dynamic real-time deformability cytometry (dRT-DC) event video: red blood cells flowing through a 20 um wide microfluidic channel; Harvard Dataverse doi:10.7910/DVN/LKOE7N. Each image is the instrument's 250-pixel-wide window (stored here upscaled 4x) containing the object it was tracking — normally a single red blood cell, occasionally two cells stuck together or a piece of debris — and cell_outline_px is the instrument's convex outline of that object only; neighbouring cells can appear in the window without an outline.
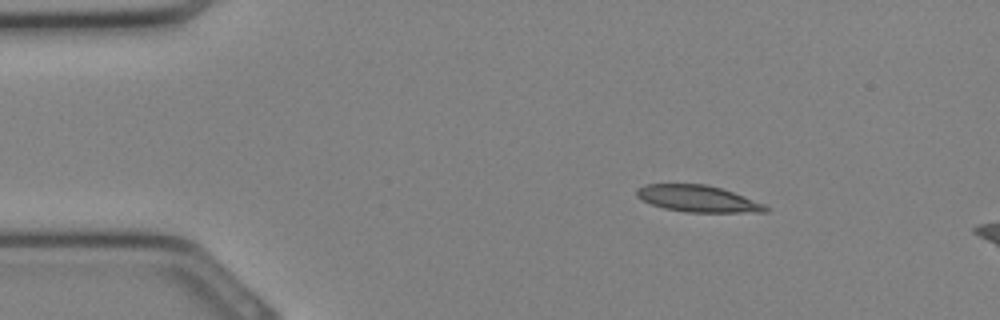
{"species": "Egyptian fruit bat (a non-hibernating species)", "species_latin": "Rousettus aegyptiacus", "temperature_condition": "cold", "stored_images_in_passage": 5, "camera_frame_rate_fps": 3000, "um_per_image_px": 0.085, "animal": {"sex": "female"}, "frame": {"image": 1, "passage_image": 1, "time_ms": 0.0, "image_size_px": [1000, 320], "cell_outline_px": [[768, 212], [684, 212], [664, 208], [652, 204], [636, 196], [636, 188], [644, 184], [704, 184], [720, 188], [744, 196], [764, 204], [768, 208]], "centroid_in_image_um": [59.29, 16.89], "position_along_channel_um": 25.7, "area_um2": 19.83}}